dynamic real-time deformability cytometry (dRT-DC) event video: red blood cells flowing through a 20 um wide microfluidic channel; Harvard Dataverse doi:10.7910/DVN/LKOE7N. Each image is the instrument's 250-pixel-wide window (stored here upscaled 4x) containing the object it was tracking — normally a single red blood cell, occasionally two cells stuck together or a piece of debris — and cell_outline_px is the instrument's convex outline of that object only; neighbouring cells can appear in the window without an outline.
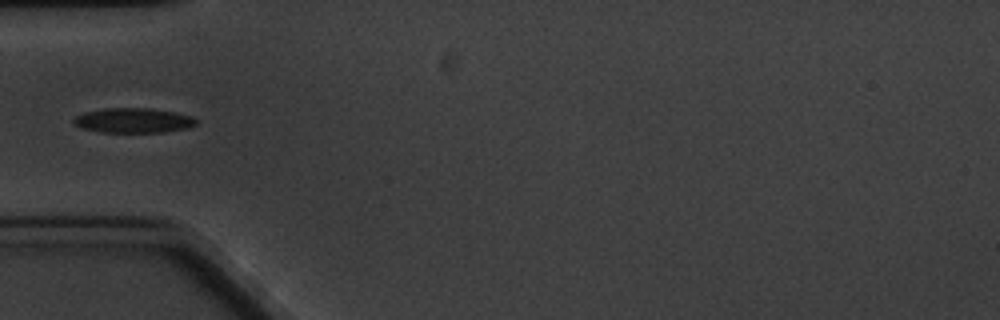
{"species": "common noctule bat (a hibernating species)", "species_latin": "Nyctalus noctula", "temperature_condition": "cold", "stored_images_in_passage": 10, "camera_frame_rate_fps": 3000, "um_per_image_px": 0.085, "animal": {"sex": "male", "body_mass_g": 20.1, "forearm_length_mm": 53.5}, "frame": {"image": 1, "passage_image": 6, "time_ms": 5.667, "image_size_px": [1000, 320], "cell_outline_px": [[196, 124], [188, 128], [164, 132], [100, 132], [80, 128], [72, 124], [72, 120], [76, 116], [84, 112], [104, 108], [152, 108], [176, 112], [192, 116], [196, 120]], "centroid_in_image_um": [11.3, 10.23], "position_along_channel_um": 73.7, "area_um2": 17.92}}
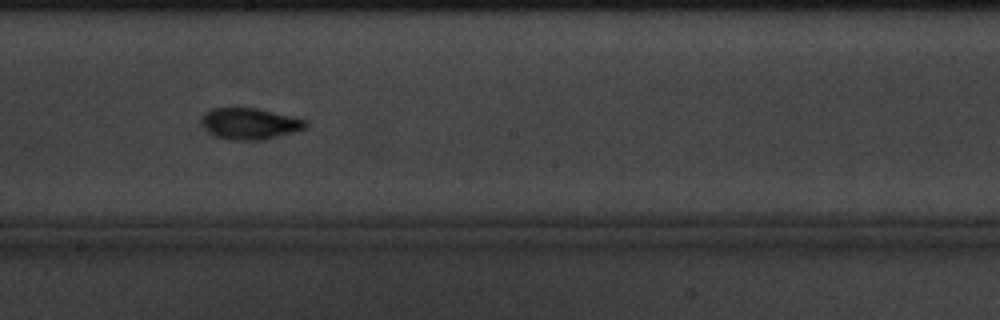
{"frame": {"image": 2, "passage_image": 10, "time_ms": 10.333, "image_size_px": [1000, 320], "cell_outline_px": [[308, 124], [304, 128], [292, 132], [264, 140], [228, 140], [216, 136], [204, 124], [204, 116], [212, 108], [256, 108], [296, 116], [308, 120]], "centroid_in_image_um": [21.35, 10.51], "position_along_channel_um": 226.9, "area_um2": 18.67}}